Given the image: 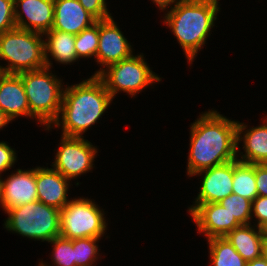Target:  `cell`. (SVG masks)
<instances>
[{"mask_svg":"<svg viewBox=\"0 0 267 266\" xmlns=\"http://www.w3.org/2000/svg\"><path fill=\"white\" fill-rule=\"evenodd\" d=\"M7 141H0V175L14 168L17 162V153L12 146H9Z\"/></svg>","mask_w":267,"mask_h":266,"instance_id":"obj_30","label":"cell"},{"mask_svg":"<svg viewBox=\"0 0 267 266\" xmlns=\"http://www.w3.org/2000/svg\"><path fill=\"white\" fill-rule=\"evenodd\" d=\"M133 46L120 30L119 24L113 16L106 20H99V44L95 62L100 65L92 75H98L107 66L131 57Z\"/></svg>","mask_w":267,"mask_h":266,"instance_id":"obj_10","label":"cell"},{"mask_svg":"<svg viewBox=\"0 0 267 266\" xmlns=\"http://www.w3.org/2000/svg\"><path fill=\"white\" fill-rule=\"evenodd\" d=\"M3 178L0 207L6 213L12 208L38 200L36 167L16 169Z\"/></svg>","mask_w":267,"mask_h":266,"instance_id":"obj_13","label":"cell"},{"mask_svg":"<svg viewBox=\"0 0 267 266\" xmlns=\"http://www.w3.org/2000/svg\"><path fill=\"white\" fill-rule=\"evenodd\" d=\"M71 182L54 168L36 167L38 201L61 210L69 201Z\"/></svg>","mask_w":267,"mask_h":266,"instance_id":"obj_16","label":"cell"},{"mask_svg":"<svg viewBox=\"0 0 267 266\" xmlns=\"http://www.w3.org/2000/svg\"><path fill=\"white\" fill-rule=\"evenodd\" d=\"M249 127V128H248ZM237 159L252 164H267V124L250 127L237 121ZM243 142V143H242ZM242 143V147L240 144ZM243 149L241 151L240 149Z\"/></svg>","mask_w":267,"mask_h":266,"instance_id":"obj_15","label":"cell"},{"mask_svg":"<svg viewBox=\"0 0 267 266\" xmlns=\"http://www.w3.org/2000/svg\"><path fill=\"white\" fill-rule=\"evenodd\" d=\"M103 208L88 197H77L60 210V236L74 240L103 238L109 227Z\"/></svg>","mask_w":267,"mask_h":266,"instance_id":"obj_8","label":"cell"},{"mask_svg":"<svg viewBox=\"0 0 267 266\" xmlns=\"http://www.w3.org/2000/svg\"><path fill=\"white\" fill-rule=\"evenodd\" d=\"M266 124H267V117L266 118H263V120Z\"/></svg>","mask_w":267,"mask_h":266,"instance_id":"obj_39","label":"cell"},{"mask_svg":"<svg viewBox=\"0 0 267 266\" xmlns=\"http://www.w3.org/2000/svg\"><path fill=\"white\" fill-rule=\"evenodd\" d=\"M187 211L193 223L196 224L198 234H203L206 239L225 237L229 232L241 225L218 202L192 204Z\"/></svg>","mask_w":267,"mask_h":266,"instance_id":"obj_11","label":"cell"},{"mask_svg":"<svg viewBox=\"0 0 267 266\" xmlns=\"http://www.w3.org/2000/svg\"><path fill=\"white\" fill-rule=\"evenodd\" d=\"M96 21L78 0H54L52 29L77 35Z\"/></svg>","mask_w":267,"mask_h":266,"instance_id":"obj_18","label":"cell"},{"mask_svg":"<svg viewBox=\"0 0 267 266\" xmlns=\"http://www.w3.org/2000/svg\"><path fill=\"white\" fill-rule=\"evenodd\" d=\"M3 228L34 241L60 236V210L38 200L10 209Z\"/></svg>","mask_w":267,"mask_h":266,"instance_id":"obj_6","label":"cell"},{"mask_svg":"<svg viewBox=\"0 0 267 266\" xmlns=\"http://www.w3.org/2000/svg\"><path fill=\"white\" fill-rule=\"evenodd\" d=\"M218 203L222 205L232 217H235L241 225L251 224L252 201L249 199L231 193Z\"/></svg>","mask_w":267,"mask_h":266,"instance_id":"obj_26","label":"cell"},{"mask_svg":"<svg viewBox=\"0 0 267 266\" xmlns=\"http://www.w3.org/2000/svg\"><path fill=\"white\" fill-rule=\"evenodd\" d=\"M255 179L258 195L267 197V164H255Z\"/></svg>","mask_w":267,"mask_h":266,"instance_id":"obj_31","label":"cell"},{"mask_svg":"<svg viewBox=\"0 0 267 266\" xmlns=\"http://www.w3.org/2000/svg\"><path fill=\"white\" fill-rule=\"evenodd\" d=\"M80 4L89 12L97 21L111 18L112 14L107 8L106 0H78Z\"/></svg>","mask_w":267,"mask_h":266,"instance_id":"obj_28","label":"cell"},{"mask_svg":"<svg viewBox=\"0 0 267 266\" xmlns=\"http://www.w3.org/2000/svg\"><path fill=\"white\" fill-rule=\"evenodd\" d=\"M234 160L201 170L192 177L201 176L199 192L193 204L215 203L232 193Z\"/></svg>","mask_w":267,"mask_h":266,"instance_id":"obj_12","label":"cell"},{"mask_svg":"<svg viewBox=\"0 0 267 266\" xmlns=\"http://www.w3.org/2000/svg\"><path fill=\"white\" fill-rule=\"evenodd\" d=\"M10 122L12 123V120L0 110V130L7 127Z\"/></svg>","mask_w":267,"mask_h":266,"instance_id":"obj_34","label":"cell"},{"mask_svg":"<svg viewBox=\"0 0 267 266\" xmlns=\"http://www.w3.org/2000/svg\"><path fill=\"white\" fill-rule=\"evenodd\" d=\"M220 0H183V2H208V3H213V4H219Z\"/></svg>","mask_w":267,"mask_h":266,"instance_id":"obj_35","label":"cell"},{"mask_svg":"<svg viewBox=\"0 0 267 266\" xmlns=\"http://www.w3.org/2000/svg\"><path fill=\"white\" fill-rule=\"evenodd\" d=\"M146 60L143 53H134L127 59L107 66L97 76L103 81L113 99L119 92H124L131 98L136 97L139 92L162 81L161 77L151 70Z\"/></svg>","mask_w":267,"mask_h":266,"instance_id":"obj_7","label":"cell"},{"mask_svg":"<svg viewBox=\"0 0 267 266\" xmlns=\"http://www.w3.org/2000/svg\"><path fill=\"white\" fill-rule=\"evenodd\" d=\"M161 12L168 11L175 7L178 3L183 2V0H151Z\"/></svg>","mask_w":267,"mask_h":266,"instance_id":"obj_32","label":"cell"},{"mask_svg":"<svg viewBox=\"0 0 267 266\" xmlns=\"http://www.w3.org/2000/svg\"><path fill=\"white\" fill-rule=\"evenodd\" d=\"M101 239L103 238L87 237L72 240L76 266H96L102 258L98 245Z\"/></svg>","mask_w":267,"mask_h":266,"instance_id":"obj_23","label":"cell"},{"mask_svg":"<svg viewBox=\"0 0 267 266\" xmlns=\"http://www.w3.org/2000/svg\"><path fill=\"white\" fill-rule=\"evenodd\" d=\"M66 83L63 91L61 111L57 120L44 131L58 128L64 136H83L107 113L114 100L97 75H91L80 83Z\"/></svg>","mask_w":267,"mask_h":266,"instance_id":"obj_2","label":"cell"},{"mask_svg":"<svg viewBox=\"0 0 267 266\" xmlns=\"http://www.w3.org/2000/svg\"><path fill=\"white\" fill-rule=\"evenodd\" d=\"M99 44V21L75 35L77 61L80 59H96Z\"/></svg>","mask_w":267,"mask_h":266,"instance_id":"obj_24","label":"cell"},{"mask_svg":"<svg viewBox=\"0 0 267 266\" xmlns=\"http://www.w3.org/2000/svg\"><path fill=\"white\" fill-rule=\"evenodd\" d=\"M59 147L50 167L70 181L93 171L98 147L84 137L60 136Z\"/></svg>","mask_w":267,"mask_h":266,"instance_id":"obj_9","label":"cell"},{"mask_svg":"<svg viewBox=\"0 0 267 266\" xmlns=\"http://www.w3.org/2000/svg\"><path fill=\"white\" fill-rule=\"evenodd\" d=\"M48 243L52 244L51 262L52 265L44 262L43 259L38 266H76L72 240L57 236ZM54 264V265H53Z\"/></svg>","mask_w":267,"mask_h":266,"instance_id":"obj_25","label":"cell"},{"mask_svg":"<svg viewBox=\"0 0 267 266\" xmlns=\"http://www.w3.org/2000/svg\"><path fill=\"white\" fill-rule=\"evenodd\" d=\"M16 28L46 33L52 29L54 0H14Z\"/></svg>","mask_w":267,"mask_h":266,"instance_id":"obj_14","label":"cell"},{"mask_svg":"<svg viewBox=\"0 0 267 266\" xmlns=\"http://www.w3.org/2000/svg\"><path fill=\"white\" fill-rule=\"evenodd\" d=\"M246 266H267V260L264 256L248 261Z\"/></svg>","mask_w":267,"mask_h":266,"instance_id":"obj_33","label":"cell"},{"mask_svg":"<svg viewBox=\"0 0 267 266\" xmlns=\"http://www.w3.org/2000/svg\"><path fill=\"white\" fill-rule=\"evenodd\" d=\"M2 183H3V175H0V201H1V194H2Z\"/></svg>","mask_w":267,"mask_h":266,"instance_id":"obj_37","label":"cell"},{"mask_svg":"<svg viewBox=\"0 0 267 266\" xmlns=\"http://www.w3.org/2000/svg\"><path fill=\"white\" fill-rule=\"evenodd\" d=\"M251 223L258 228H262L267 223V197L258 195L252 201Z\"/></svg>","mask_w":267,"mask_h":266,"instance_id":"obj_29","label":"cell"},{"mask_svg":"<svg viewBox=\"0 0 267 266\" xmlns=\"http://www.w3.org/2000/svg\"><path fill=\"white\" fill-rule=\"evenodd\" d=\"M0 110L12 121L18 117L30 118V109L19 74L0 72Z\"/></svg>","mask_w":267,"mask_h":266,"instance_id":"obj_17","label":"cell"},{"mask_svg":"<svg viewBox=\"0 0 267 266\" xmlns=\"http://www.w3.org/2000/svg\"><path fill=\"white\" fill-rule=\"evenodd\" d=\"M264 240L267 242V223L261 228Z\"/></svg>","mask_w":267,"mask_h":266,"instance_id":"obj_36","label":"cell"},{"mask_svg":"<svg viewBox=\"0 0 267 266\" xmlns=\"http://www.w3.org/2000/svg\"><path fill=\"white\" fill-rule=\"evenodd\" d=\"M43 36L46 67L53 68L51 60L62 65H72L77 62L74 34L51 29Z\"/></svg>","mask_w":267,"mask_h":266,"instance_id":"obj_20","label":"cell"},{"mask_svg":"<svg viewBox=\"0 0 267 266\" xmlns=\"http://www.w3.org/2000/svg\"><path fill=\"white\" fill-rule=\"evenodd\" d=\"M202 112L190 125L186 175L237 159V121L217 110Z\"/></svg>","mask_w":267,"mask_h":266,"instance_id":"obj_1","label":"cell"},{"mask_svg":"<svg viewBox=\"0 0 267 266\" xmlns=\"http://www.w3.org/2000/svg\"><path fill=\"white\" fill-rule=\"evenodd\" d=\"M263 256L266 258L267 260V242L264 244V252H263Z\"/></svg>","mask_w":267,"mask_h":266,"instance_id":"obj_38","label":"cell"},{"mask_svg":"<svg viewBox=\"0 0 267 266\" xmlns=\"http://www.w3.org/2000/svg\"><path fill=\"white\" fill-rule=\"evenodd\" d=\"M207 241L211 266H246L247 262L225 237H213Z\"/></svg>","mask_w":267,"mask_h":266,"instance_id":"obj_21","label":"cell"},{"mask_svg":"<svg viewBox=\"0 0 267 266\" xmlns=\"http://www.w3.org/2000/svg\"><path fill=\"white\" fill-rule=\"evenodd\" d=\"M15 28L14 0H0V34Z\"/></svg>","mask_w":267,"mask_h":266,"instance_id":"obj_27","label":"cell"},{"mask_svg":"<svg viewBox=\"0 0 267 266\" xmlns=\"http://www.w3.org/2000/svg\"><path fill=\"white\" fill-rule=\"evenodd\" d=\"M0 72L19 74L46 67L42 33L15 28L0 34Z\"/></svg>","mask_w":267,"mask_h":266,"instance_id":"obj_5","label":"cell"},{"mask_svg":"<svg viewBox=\"0 0 267 266\" xmlns=\"http://www.w3.org/2000/svg\"><path fill=\"white\" fill-rule=\"evenodd\" d=\"M220 5L208 2H181L164 12L163 23L170 28L191 66L212 34Z\"/></svg>","mask_w":267,"mask_h":266,"instance_id":"obj_3","label":"cell"},{"mask_svg":"<svg viewBox=\"0 0 267 266\" xmlns=\"http://www.w3.org/2000/svg\"><path fill=\"white\" fill-rule=\"evenodd\" d=\"M52 68L19 73L27 96L30 119L50 127L59 117L65 84ZM63 83V84H62Z\"/></svg>","mask_w":267,"mask_h":266,"instance_id":"obj_4","label":"cell"},{"mask_svg":"<svg viewBox=\"0 0 267 266\" xmlns=\"http://www.w3.org/2000/svg\"><path fill=\"white\" fill-rule=\"evenodd\" d=\"M255 164L234 160L232 193L253 201L258 196Z\"/></svg>","mask_w":267,"mask_h":266,"instance_id":"obj_22","label":"cell"},{"mask_svg":"<svg viewBox=\"0 0 267 266\" xmlns=\"http://www.w3.org/2000/svg\"><path fill=\"white\" fill-rule=\"evenodd\" d=\"M225 239L246 262L263 256L266 241L262 229L252 223L236 227L225 236Z\"/></svg>","mask_w":267,"mask_h":266,"instance_id":"obj_19","label":"cell"}]
</instances>
